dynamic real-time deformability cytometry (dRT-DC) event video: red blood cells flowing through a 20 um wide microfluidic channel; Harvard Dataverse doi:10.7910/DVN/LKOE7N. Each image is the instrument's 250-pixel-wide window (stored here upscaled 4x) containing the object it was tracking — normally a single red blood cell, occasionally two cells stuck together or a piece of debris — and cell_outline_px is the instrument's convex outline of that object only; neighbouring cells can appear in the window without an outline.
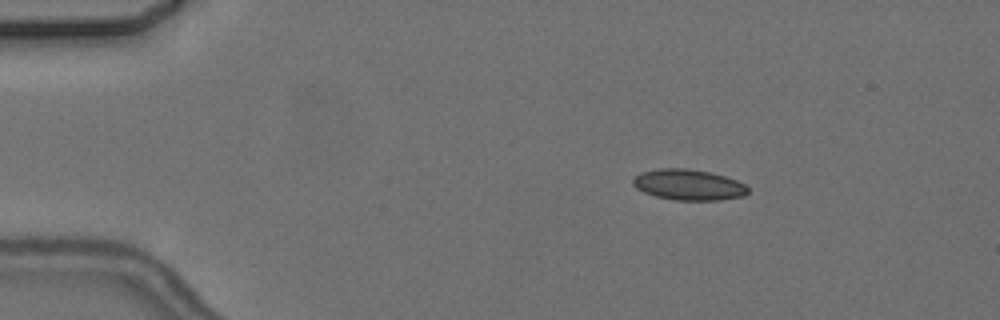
{"species": "common noctule bat (a hibernating species)", "species_latin": "Nyctalus noctula", "temperature_condition": "cold", "stored_images_in_passage": 3, "camera_frame_rate_fps": 3000, "um_per_image_px": 0.085, "animal": {"sex": "female", "body_mass_g": 24.6, "forearm_length_mm": 56.2}, "frame": {"image": 1, "passage_image": 1, "time_ms": 0.0, "image_size_px": [1000, 320], "cell_outline_px": [[748, 192], [744, 196], [720, 200], [676, 200], [656, 196], [644, 192], [636, 188], [632, 184], [632, 180], [640, 172], [660, 168], [688, 168], [712, 172], [736, 180], [744, 184], [748, 188]], "centroid_in_image_um": [58.52, 15.7], "position_along_channel_um": 26.5, "area_um2": 20.69}}